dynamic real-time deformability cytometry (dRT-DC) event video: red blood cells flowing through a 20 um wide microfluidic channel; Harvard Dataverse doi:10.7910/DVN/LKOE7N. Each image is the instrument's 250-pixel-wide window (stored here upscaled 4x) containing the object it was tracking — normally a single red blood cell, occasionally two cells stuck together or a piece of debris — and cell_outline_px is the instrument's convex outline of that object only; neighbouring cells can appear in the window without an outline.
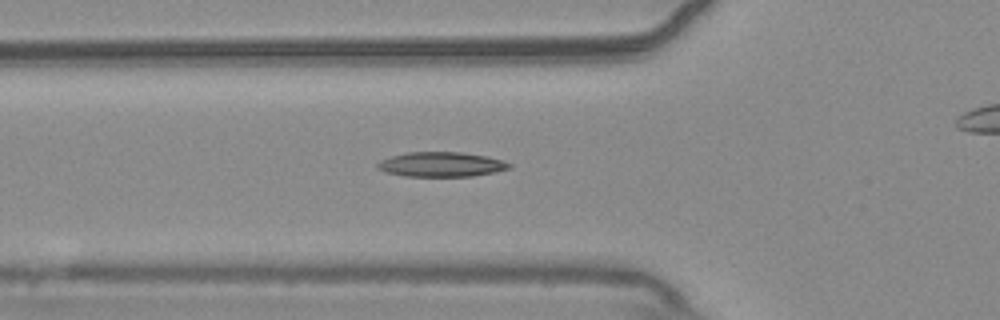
{"species": "common noctule bat (a hibernating species)", "species_latin": "Nyctalus noctula", "temperature_condition": "warm", "stored_images_in_passage": 48, "camera_frame_rate_fps": 3000, "um_per_image_px": 0.085, "animal": {"sex": "male", "body_mass_g": 20.4}, "frame": {"image": 1, "passage_image": 20, "time_ms": 6.333, "image_size_px": [1000, 320], "cell_outline_px": [[512, 168], [472, 176], [404, 176], [388, 172], [376, 168], [376, 164], [380, 160], [392, 156], [408, 152], [460, 152], [488, 156], [504, 160], [512, 164]], "centroid_in_image_um": [37.53, 13.97], "position_along_channel_um": 88.3, "area_um2": 18.96}}
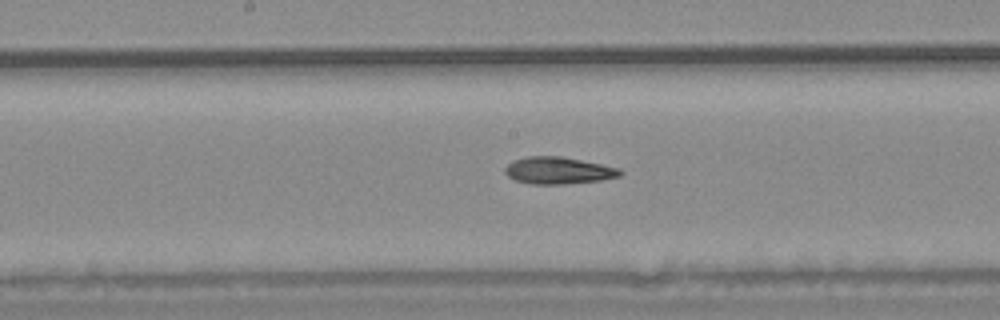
{"frame": {"image": 2, "passage_image": 29, "time_ms": 9.333, "image_size_px": [1000, 320], "cell_outline_px": [[624, 172], [620, 176], [600, 180], [564, 184], [532, 184], [516, 180], [508, 176], [504, 172], [504, 168], [512, 160], [528, 156], [560, 156], [620, 168]], "centroid_in_image_um": [47.44, 14.49], "position_along_channel_um": 200.8, "area_um2": 18.03}}
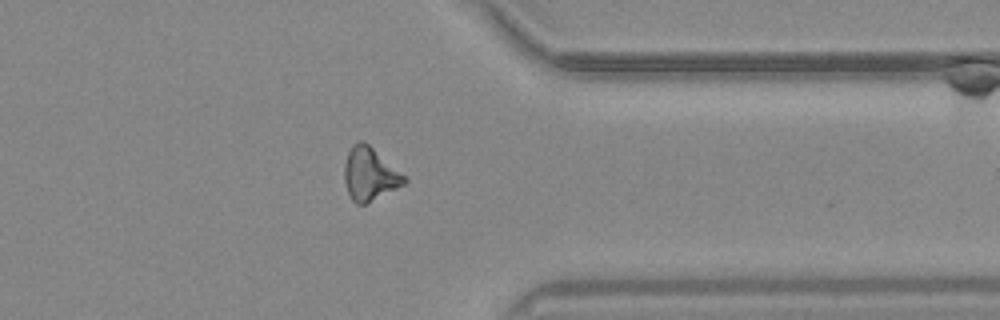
{"frame": {"image": 3, "passage_image": 44, "time_ms": 14.333, "image_size_px": [1000, 320], "cell_outline_px": [[408, 180], [404, 184], [364, 204], [356, 204], [352, 200], [348, 192], [344, 180], [344, 164], [348, 152], [352, 144], [360, 140], [368, 144], [404, 176]], "centroid_in_image_um": [31.38, 14.79], "position_along_channel_um": 380.0, "area_um2": 17.98}}